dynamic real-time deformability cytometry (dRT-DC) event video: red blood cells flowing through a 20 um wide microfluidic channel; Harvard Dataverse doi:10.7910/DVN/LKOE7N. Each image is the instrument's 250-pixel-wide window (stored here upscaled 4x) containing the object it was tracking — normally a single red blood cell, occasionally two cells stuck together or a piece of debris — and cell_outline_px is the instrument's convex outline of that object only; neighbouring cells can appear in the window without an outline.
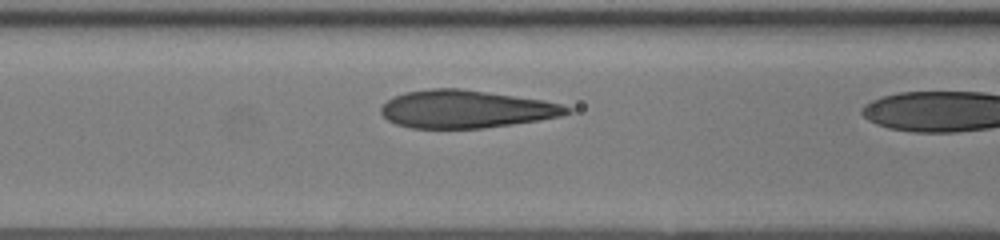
{"species": "human", "species_latin": "Homo sapiens", "temperature_condition": "room temperature", "stored_images_in_passage": 10, "camera_frame_rate_fps": 3000, "um_per_image_px": 0.085, "donor": {"sex": "female"}, "frame": {"image": 1, "passage_image": 9, "time_ms": 2.667, "image_size_px": [1000, 240], "cell_outline_px": [[572, 112], [560, 116], [540, 120], [484, 128], [412, 128], [396, 124], [388, 120], [380, 112], [380, 108], [388, 100], [404, 92], [432, 88], [460, 88], [544, 100], [560, 104], [572, 108]], "centroid_in_image_um": [39.62, 9.27], "position_along_channel_um": 127.0, "area_um2": 40.86}}